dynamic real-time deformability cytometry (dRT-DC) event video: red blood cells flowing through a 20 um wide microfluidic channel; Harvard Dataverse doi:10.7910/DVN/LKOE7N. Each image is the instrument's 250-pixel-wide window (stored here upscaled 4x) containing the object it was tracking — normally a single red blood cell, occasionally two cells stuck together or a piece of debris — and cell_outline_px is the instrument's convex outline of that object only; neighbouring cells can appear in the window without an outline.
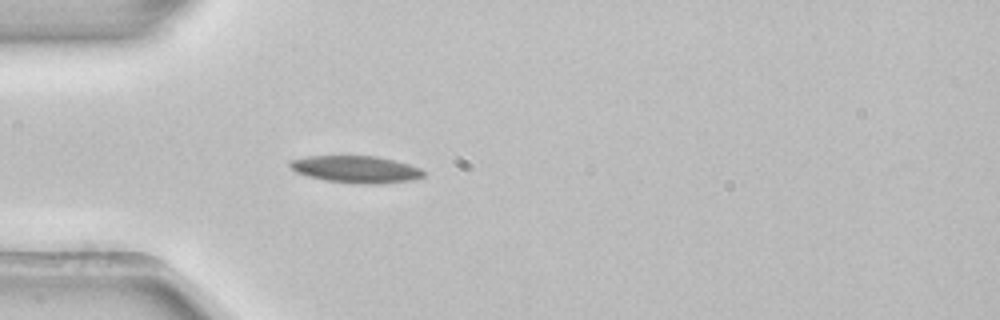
{"species": "common noctule bat (a hibernating species)", "species_latin": "Nyctalus noctula", "temperature_condition": "room temperature", "stored_images_in_passage": 2, "camera_frame_rate_fps": 3000, "um_per_image_px": 0.085, "animal": {"sex": "female", "body_mass_g": 22.7, "forearm_length_mm": 54.2}, "frame": {"image": 1, "passage_image": 2, "time_ms": 0.333, "image_size_px": [1000, 320], "cell_outline_px": [[424, 176], [416, 180], [376, 184], [352, 184], [324, 180], [308, 176], [296, 172], [288, 164], [288, 160], [308, 156], [376, 156], [408, 164], [420, 168], [424, 172]], "centroid_in_image_um": [30.25, 14.4], "position_along_channel_um": 54.8, "area_um2": 21.21}}